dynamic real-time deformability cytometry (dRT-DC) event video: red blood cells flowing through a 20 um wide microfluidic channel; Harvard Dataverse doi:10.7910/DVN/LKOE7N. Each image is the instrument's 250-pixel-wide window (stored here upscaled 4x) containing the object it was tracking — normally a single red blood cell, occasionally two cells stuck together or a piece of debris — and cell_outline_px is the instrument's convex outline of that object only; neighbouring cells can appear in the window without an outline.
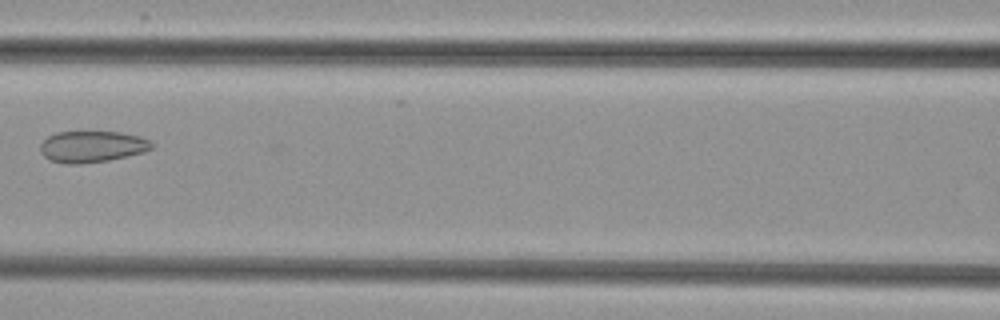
{"species": "common noctule bat (a hibernating species)", "species_latin": "Nyctalus noctula", "temperature_condition": "cold", "stored_images_in_passage": 5, "camera_frame_rate_fps": 3000, "um_per_image_px": 0.085, "animal": {"sex": "female", "body_mass_g": 29.2, "forearm_length_mm": 56.3}, "frame": {"image": 1, "passage_image": 4, "time_ms": 3.667, "image_size_px": [1000, 320], "cell_outline_px": [[152, 148], [144, 152], [128, 156], [108, 160], [80, 164], [64, 164], [48, 160], [40, 152], [40, 144], [48, 136], [56, 132], [120, 132], [140, 136], [148, 140], [152, 144]], "centroid_in_image_um": [7.79, 12.47], "position_along_channel_um": 158.8, "area_um2": 20.46}}
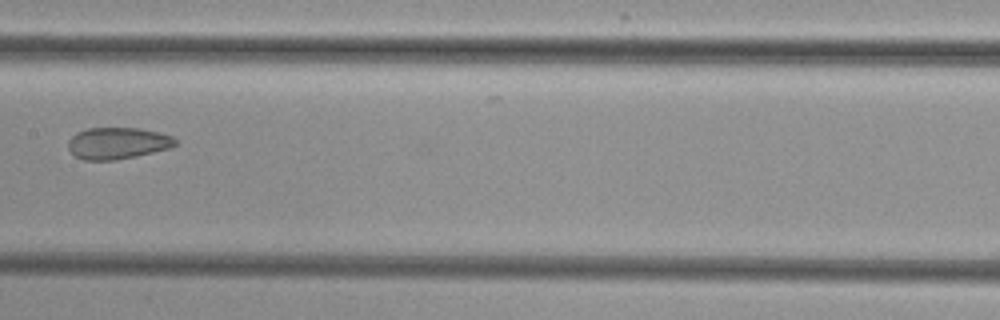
{"frame": {"image": 2, "passage_image": 5, "time_ms": 4.667, "image_size_px": [1000, 320], "cell_outline_px": [[176, 144], [172, 148], [136, 156], [116, 160], [84, 160], [76, 156], [68, 148], [68, 140], [76, 132], [88, 128], [140, 128], [160, 132], [172, 136], [176, 140]], "centroid_in_image_um": [10.01, 12.17], "position_along_channel_um": 197.4, "area_um2": 19.88}}